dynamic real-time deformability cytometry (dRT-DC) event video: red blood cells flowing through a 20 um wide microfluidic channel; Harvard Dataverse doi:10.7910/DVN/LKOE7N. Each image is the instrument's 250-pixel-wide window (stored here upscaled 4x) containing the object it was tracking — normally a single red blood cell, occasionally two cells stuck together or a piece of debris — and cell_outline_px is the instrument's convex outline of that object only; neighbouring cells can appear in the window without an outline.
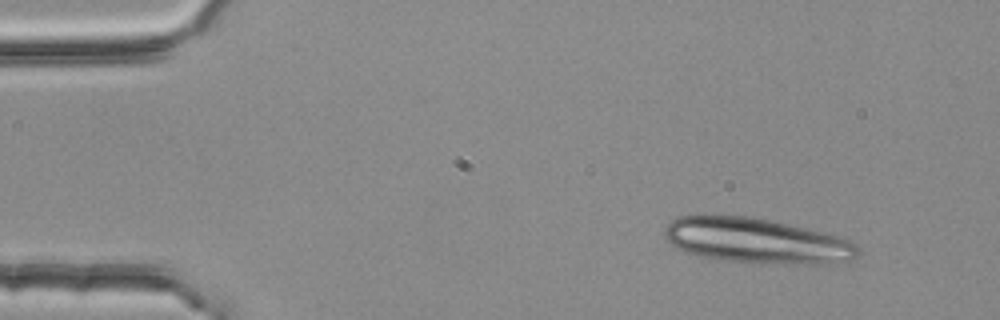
{"species": "common noctule bat (a hibernating species)", "species_latin": "Nyctalus noctula", "temperature_condition": "room temperature", "stored_images_in_passage": 4, "segment_of_instrument_passage": [1, 2], "camera_frame_rate_fps": 3000, "um_per_image_px": 0.085, "animal": {"sex": "female", "body_mass_g": 25.1}, "frame": {"image": 1, "passage_image": 1, "time_ms": 0.0, "image_size_px": [1000, 320], "cell_outline_px": [[860, 252], [852, 260], [832, 264], [756, 264], [724, 260], [696, 256], [684, 252], [676, 248], [664, 236], [664, 228], [676, 216], [704, 212], [752, 216], [772, 220], [836, 236], [848, 240], [856, 244]], "centroid_in_image_um": [64.21, 20.44], "position_along_channel_um": 20.8, "area_um2": 52.37}}